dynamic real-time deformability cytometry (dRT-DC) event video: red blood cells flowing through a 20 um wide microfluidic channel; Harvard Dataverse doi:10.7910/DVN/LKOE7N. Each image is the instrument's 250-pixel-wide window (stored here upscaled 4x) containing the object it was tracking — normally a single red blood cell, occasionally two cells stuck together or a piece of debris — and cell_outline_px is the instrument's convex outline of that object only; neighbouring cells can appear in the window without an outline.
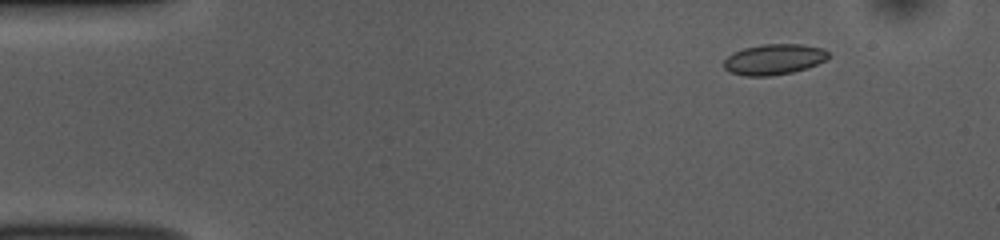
{"species": "common noctule bat (a hibernating species)", "species_latin": "Nyctalus noctula", "temperature_condition": "room temperature", "stored_images_in_passage": 52, "camera_frame_rate_fps": 3000, "um_per_image_px": 0.085, "animal": {"sex": "female", "body_mass_g": 10.0, "forearm_length_mm": 53.1}, "frame": {"image": 1, "passage_image": 6, "time_ms": 1.667, "image_size_px": [1000, 240], "cell_outline_px": [[828, 56], [824, 60], [808, 68], [792, 72], [772, 76], [744, 76], [728, 72], [724, 68], [724, 60], [732, 52], [744, 48], [764, 44], [804, 44], [824, 48], [828, 52]], "centroid_in_image_um": [65.76, 5.05], "position_along_channel_um": 19.2, "area_um2": 18.79}}
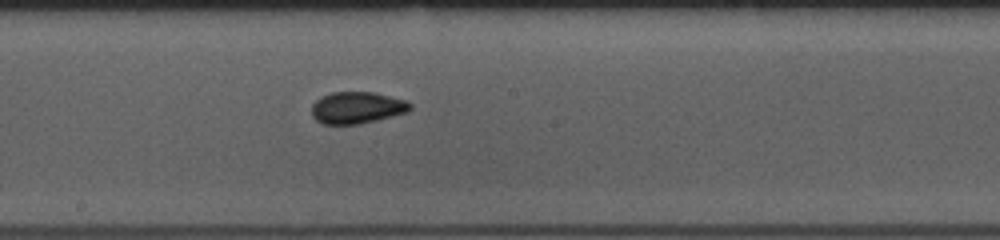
{"frame": {"image": 2, "passage_image": 28, "time_ms": 9.0, "image_size_px": [1000, 240], "cell_outline_px": [[412, 108], [408, 112], [360, 124], [324, 124], [316, 120], [312, 116], [312, 104], [320, 96], [332, 92], [376, 92], [404, 100], [412, 104]], "centroid_in_image_um": [30.34, 9.15], "position_along_channel_um": 217.9, "area_um2": 18.32}}
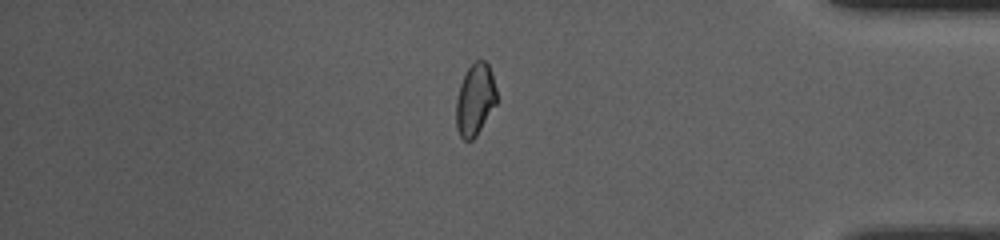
{"frame": {"image": 3, "passage_image": 44, "time_ms": 14.333, "image_size_px": [1000, 240], "cell_outline_px": [[496, 104], [476, 136], [472, 140], [464, 140], [460, 136], [456, 128], [456, 100], [460, 84], [468, 68], [476, 60], [484, 60], [488, 64], [492, 72], [496, 88]], "centroid_in_image_um": [40.38, 8.47], "position_along_channel_um": 394.8, "area_um2": 16.94}, "authors_computed_cell_mechanics": {"area_um2": 17.7446, "velocity_mm_per_s": 3.8631, "shape_relaxation_time_tau1_ms": 9.9748, "shape_relaxation_time_tau2_ms": 1.2033, "deformation_change_tau1": 0.1366, "deformation_change_tau2": 0.0569}}